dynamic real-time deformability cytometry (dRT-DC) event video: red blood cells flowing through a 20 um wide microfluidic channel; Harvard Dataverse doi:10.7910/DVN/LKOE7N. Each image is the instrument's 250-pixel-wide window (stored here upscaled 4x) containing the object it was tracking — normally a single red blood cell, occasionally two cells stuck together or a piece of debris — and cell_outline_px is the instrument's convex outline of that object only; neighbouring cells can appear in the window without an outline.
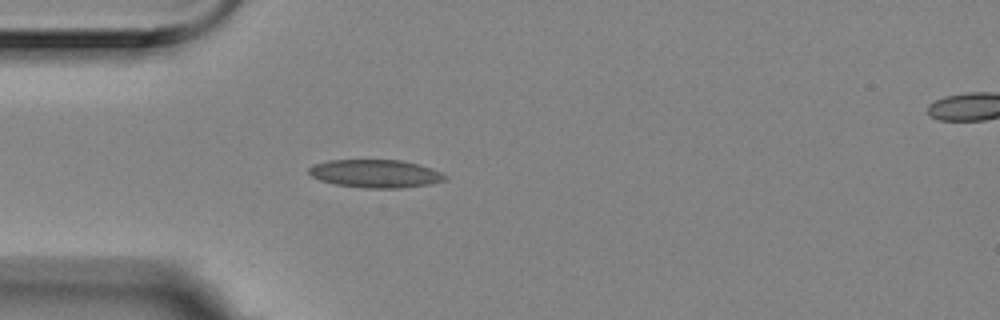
{"species": "Egyptian fruit bat (a non-hibernating species)", "species_latin": "Rousettus aegyptiacus", "temperature_condition": "room temperature", "stored_images_in_passage": 6, "segment_of_instrument_passage": [1, 2], "camera_frame_rate_fps": 3000, "um_per_image_px": 0.085, "animal": {"sex": "female"}, "frame": {"image": 1, "passage_image": 5, "time_ms": 1.333, "image_size_px": [1000, 320], "cell_outline_px": [[448, 180], [432, 184], [400, 188], [364, 188], [336, 184], [320, 180], [312, 176], [308, 172], [308, 168], [312, 164], [328, 160], [400, 160], [432, 168], [448, 176]], "centroid_in_image_um": [31.93, 14.76], "position_along_channel_um": 53.1, "area_um2": 22.37}}